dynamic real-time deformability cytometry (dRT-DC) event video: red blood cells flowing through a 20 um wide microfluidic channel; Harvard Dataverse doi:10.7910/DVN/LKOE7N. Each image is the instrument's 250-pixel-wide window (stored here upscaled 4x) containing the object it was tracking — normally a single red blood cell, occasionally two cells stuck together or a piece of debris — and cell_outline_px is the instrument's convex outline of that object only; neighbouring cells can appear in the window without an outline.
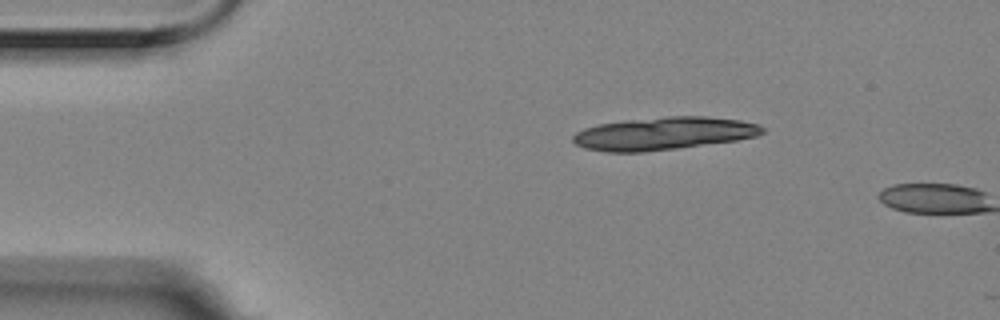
{"species": "Egyptian fruit bat (a non-hibernating species)", "species_latin": "Rousettus aegyptiacus", "temperature_condition": "room temperature", "stored_images_in_passage": 2, "camera_frame_rate_fps": 3000, "um_per_image_px": 0.085, "animal": {"sex": "female"}, "frame": {"image": 1, "passage_image": 1, "time_ms": 0.0, "image_size_px": [1000, 320], "cell_outline_px": [[764, 132], [756, 136], [736, 140], [676, 148], [644, 152], [608, 152], [584, 148], [576, 144], [572, 140], [572, 136], [576, 132], [584, 128], [600, 124], [624, 120], [668, 116], [708, 116], [740, 120], [760, 124], [764, 128]], "centroid_in_image_um": [56.41, 11.34], "position_along_channel_um": 28.6, "area_um2": 36.18}}